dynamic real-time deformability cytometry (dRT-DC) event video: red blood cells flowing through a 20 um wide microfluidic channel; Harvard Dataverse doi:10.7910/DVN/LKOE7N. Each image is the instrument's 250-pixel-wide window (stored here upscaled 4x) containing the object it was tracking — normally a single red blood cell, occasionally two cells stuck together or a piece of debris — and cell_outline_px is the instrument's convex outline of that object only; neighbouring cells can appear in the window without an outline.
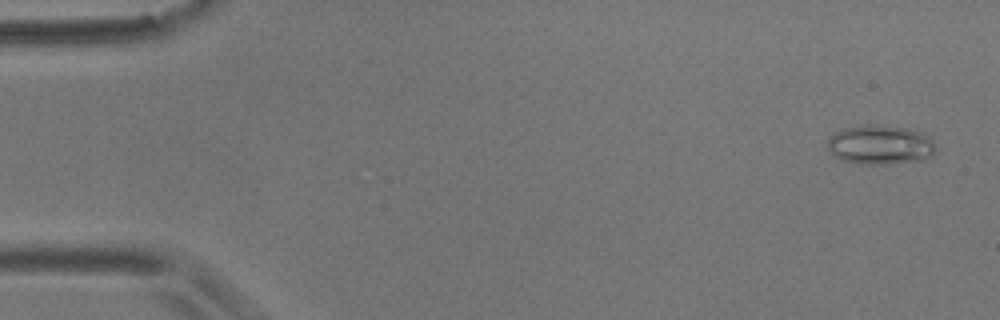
{"species": "common noctule bat (a hibernating species)", "species_latin": "Nyctalus noctula", "temperature_condition": "room temperature", "stored_images_in_passage": 57, "camera_frame_rate_fps": 3000, "um_per_image_px": 0.085, "animal": {"sex": "male", "body_mass_g": 17.9}, "frame": {"image": 1, "passage_image": 3, "time_ms": 0.667, "image_size_px": [1000, 320], "cell_outline_px": [[936, 148], [932, 156], [924, 160], [892, 164], [860, 164], [840, 160], [832, 156], [828, 152], [828, 140], [836, 132], [844, 128], [908, 128], [924, 132], [936, 144]], "centroid_in_image_um": [74.87, 12.38], "position_along_channel_um": 10.1, "area_um2": 24.33}}
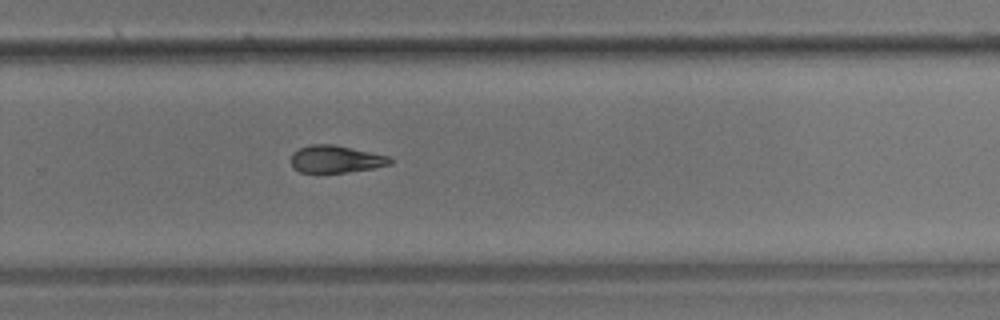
{"frame": {"image": 2, "passage_image": 38, "time_ms": 12.333, "image_size_px": [1000, 320], "cell_outline_px": [[392, 164], [372, 168], [348, 172], [300, 172], [292, 168], [292, 152], [308, 144], [332, 144], [388, 156], [392, 160]], "centroid_in_image_um": [28.51, 13.52], "position_along_channel_um": 301.3, "area_um2": 15.61}}
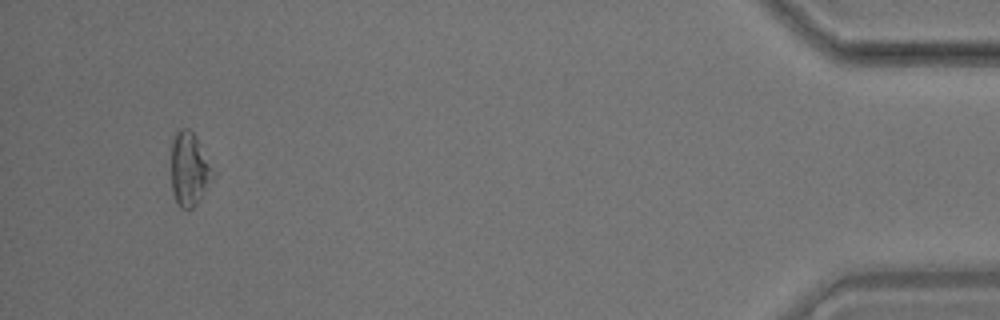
{"frame": {"image": 3, "passage_image": 54, "time_ms": 17.667, "image_size_px": [1000, 320], "cell_outline_px": [[216, 176], [196, 204], [188, 212], [180, 208], [176, 204], [172, 192], [172, 136], [176, 128], [188, 128], [196, 136], [216, 172]], "centroid_in_image_um": [16.11, 14.39], "position_along_channel_um": 419.1, "area_um2": 18.5}, "authors_computed_cell_mechanics": {"area_um2": 17.5712, "velocity_mm_per_s": 3.5761, "shape_relaxation_time_tau1_ms": null, "shape_relaxation_time_tau2_ms": 8.0699, "deformation_change_tau1": null, "deformation_change_tau2": 0.1699}}